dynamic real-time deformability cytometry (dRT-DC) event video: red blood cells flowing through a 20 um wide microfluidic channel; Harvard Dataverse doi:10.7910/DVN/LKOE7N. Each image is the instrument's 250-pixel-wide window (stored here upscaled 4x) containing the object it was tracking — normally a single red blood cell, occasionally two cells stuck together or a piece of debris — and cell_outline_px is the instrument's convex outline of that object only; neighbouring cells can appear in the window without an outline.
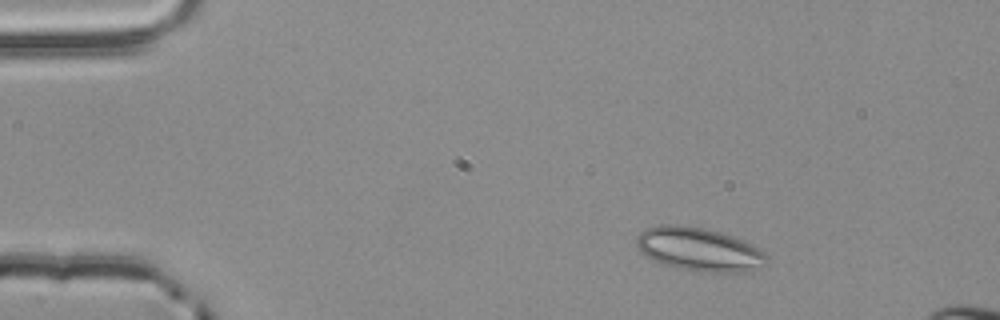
{"species": "common noctule bat (a hibernating species)", "species_latin": "Nyctalus noctula", "temperature_condition": "room temperature", "stored_images_in_passage": 3, "camera_frame_rate_fps": 3000, "um_per_image_px": 0.085, "animal": {"sex": "male", "body_mass_g": 20.4}, "frame": {"image": 1, "passage_image": 1, "time_ms": 0.0, "image_size_px": [1000, 320], "cell_outline_px": [[768, 260], [748, 272], [704, 272], [676, 268], [664, 264], [644, 256], [640, 252], [636, 244], [636, 236], [644, 228], [660, 224], [680, 224], [704, 228], [720, 232], [744, 240], [752, 244], [764, 252], [768, 256]], "centroid_in_image_um": [59.37, 21.18], "position_along_channel_um": 25.6, "area_um2": 33.23}}